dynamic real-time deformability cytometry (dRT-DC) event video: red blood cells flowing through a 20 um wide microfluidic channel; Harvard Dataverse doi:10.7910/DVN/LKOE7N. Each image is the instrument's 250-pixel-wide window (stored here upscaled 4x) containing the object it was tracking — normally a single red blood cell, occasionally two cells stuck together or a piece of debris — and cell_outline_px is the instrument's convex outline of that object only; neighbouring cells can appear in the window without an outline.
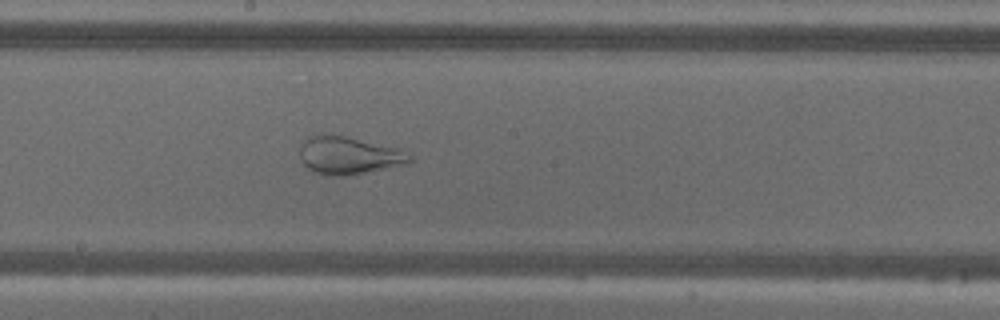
{"species": "common noctule bat (a hibernating species)", "species_latin": "Nyctalus noctula", "temperature_condition": "warm", "stored_images_in_passage": 45, "camera_frame_rate_fps": 3000, "um_per_image_px": 0.085, "animal": {"sex": "male", "body_mass_g": 18.8}, "frame": {"image": 1, "passage_image": 20, "time_ms": 6.333, "image_size_px": [1000, 320], "cell_outline_px": [[412, 160], [408, 164], [344, 176], [332, 176], [316, 172], [308, 168], [300, 160], [300, 144], [308, 136], [344, 136], [400, 148], [412, 156]], "centroid_in_image_um": [29.67, 13.22], "position_along_channel_um": 218.5, "area_um2": 23.87}}
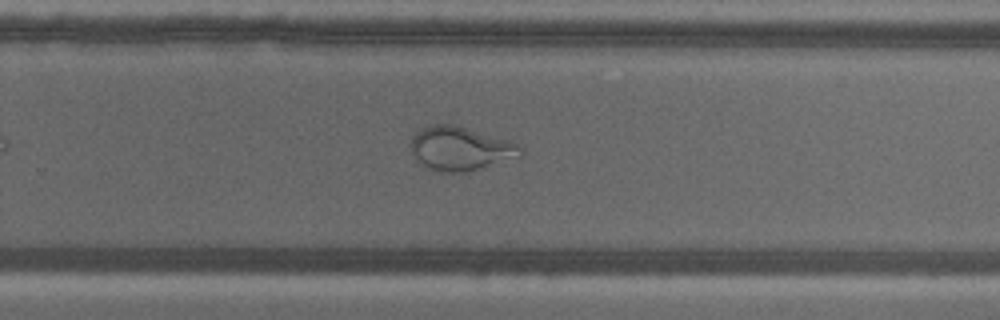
{"frame": {"image": 2, "passage_image": 26, "time_ms": 8.333, "image_size_px": [1000, 320], "cell_outline_px": [[524, 152], [520, 156], [468, 172], [436, 172], [424, 168], [416, 160], [412, 152], [412, 136], [420, 128], [432, 124], [448, 124], [464, 128], [508, 140], [516, 144]], "centroid_in_image_um": [39.07, 12.66], "position_along_channel_um": 290.7, "area_um2": 27.74}}
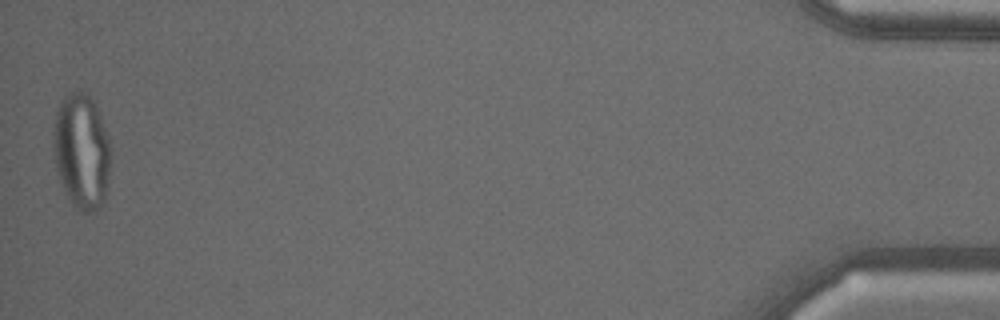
{"frame": {"image": 3, "passage_image": 45, "time_ms": 14.667, "image_size_px": [1000, 320], "cell_outline_px": [[108, 180], [104, 200], [100, 208], [92, 212], [80, 212], [76, 208], [64, 192], [56, 168], [52, 148], [52, 124], [56, 112], [64, 96], [68, 92], [84, 92], [96, 104], [108, 136]], "centroid_in_image_um": [6.89, 12.86], "position_along_channel_um": 428.3, "area_um2": 38.61}}